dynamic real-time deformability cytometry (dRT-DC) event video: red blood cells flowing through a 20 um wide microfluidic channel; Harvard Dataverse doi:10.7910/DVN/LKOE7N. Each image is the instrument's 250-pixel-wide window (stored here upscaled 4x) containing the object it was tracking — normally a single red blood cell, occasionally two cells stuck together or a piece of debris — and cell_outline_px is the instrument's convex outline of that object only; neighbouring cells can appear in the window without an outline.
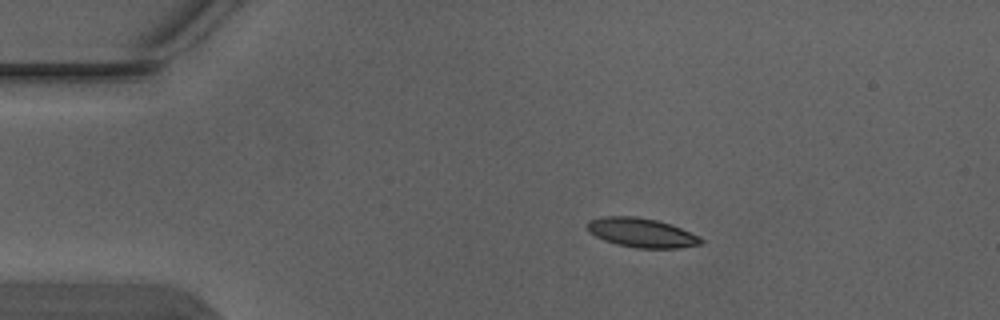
{"species": "Egyptian fruit bat (a non-hibernating species)", "species_latin": "Rousettus aegyptiacus", "temperature_condition": "warm", "stored_images_in_passage": 3, "camera_frame_rate_fps": 3000, "um_per_image_px": 0.085, "animal": {"sex": "male"}, "frame": {"image": 1, "passage_image": 2, "time_ms": 0.333, "image_size_px": [1000, 320], "cell_outline_px": [[704, 240], [700, 244], [680, 248], [636, 248], [616, 244], [604, 240], [588, 232], [588, 220], [604, 216], [632, 216], [656, 220], [672, 224], [700, 236]], "centroid_in_image_um": [54.55, 19.78], "position_along_channel_um": 30.5, "area_um2": 19.42}}